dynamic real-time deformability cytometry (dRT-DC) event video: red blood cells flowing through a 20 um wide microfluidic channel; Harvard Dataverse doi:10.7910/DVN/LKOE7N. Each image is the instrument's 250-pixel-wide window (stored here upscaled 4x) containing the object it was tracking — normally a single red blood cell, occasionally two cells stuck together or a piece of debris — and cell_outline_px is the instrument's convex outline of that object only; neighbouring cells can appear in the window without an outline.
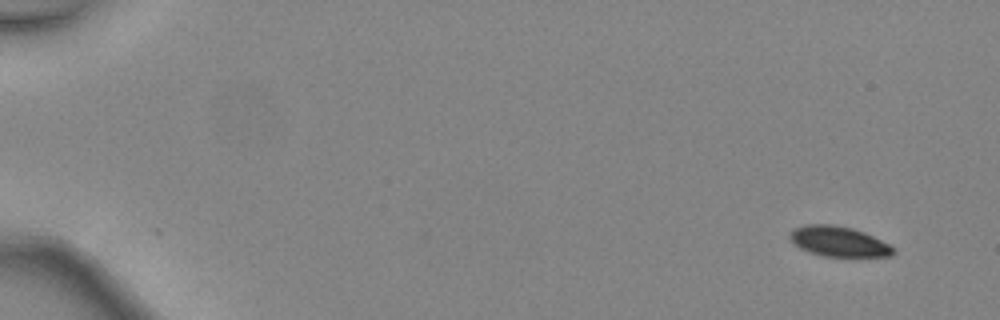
{"species": "common noctule bat (a hibernating species)", "species_latin": "Nyctalus noctula", "temperature_condition": "warm", "stored_images_in_passage": 15, "camera_frame_rate_fps": 3000, "um_per_image_px": 0.085, "animal": {"sex": "female", "body_mass_g": 24.6, "forearm_length_mm": 56.2}, "frame": {"image": 1, "passage_image": 1, "time_ms": 0.0, "image_size_px": [1000, 320], "cell_outline_px": [[896, 252], [892, 256], [820, 256], [808, 252], [800, 248], [788, 236], [796, 228], [804, 224], [832, 224], [852, 228], [864, 232], [896, 248]], "centroid_in_image_um": [71.3, 20.53], "position_along_channel_um": 13.7, "area_um2": 18.09}}
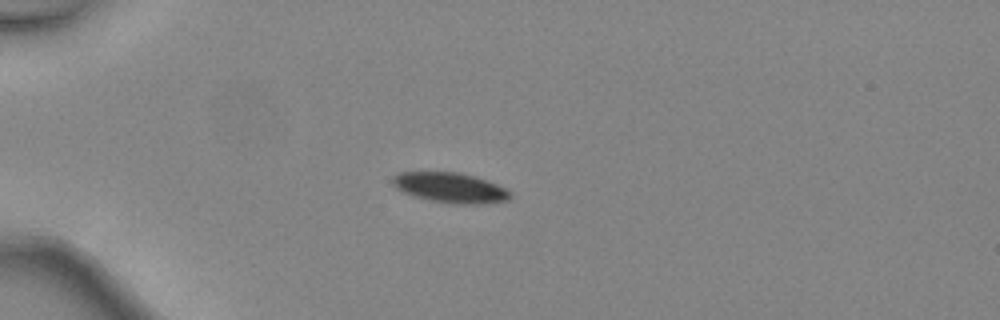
{"frame": {"image": 2, "passage_image": 12, "time_ms": 3.667, "image_size_px": [1000, 320], "cell_outline_px": [[508, 200], [476, 204], [452, 204], [412, 196], [396, 188], [392, 184], [392, 176], [396, 172], [456, 172], [472, 176], [496, 184], [504, 188], [508, 192]], "centroid_in_image_um": [38.17, 15.95], "position_along_channel_um": 46.8, "area_um2": 20.29}}